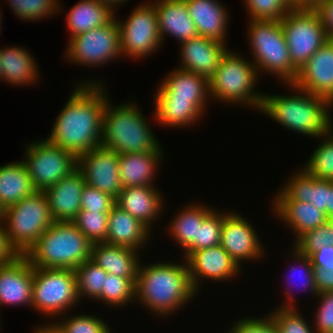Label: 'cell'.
Returning <instances> with one entry per match:
<instances>
[{
	"label": "cell",
	"instance_id": "cell-51",
	"mask_svg": "<svg viewBox=\"0 0 333 333\" xmlns=\"http://www.w3.org/2000/svg\"><path fill=\"white\" fill-rule=\"evenodd\" d=\"M309 257L314 268L333 269V246H324Z\"/></svg>",
	"mask_w": 333,
	"mask_h": 333
},
{
	"label": "cell",
	"instance_id": "cell-50",
	"mask_svg": "<svg viewBox=\"0 0 333 333\" xmlns=\"http://www.w3.org/2000/svg\"><path fill=\"white\" fill-rule=\"evenodd\" d=\"M19 255L9 242L4 222L0 218V266L14 261Z\"/></svg>",
	"mask_w": 333,
	"mask_h": 333
},
{
	"label": "cell",
	"instance_id": "cell-16",
	"mask_svg": "<svg viewBox=\"0 0 333 333\" xmlns=\"http://www.w3.org/2000/svg\"><path fill=\"white\" fill-rule=\"evenodd\" d=\"M190 280L198 293L201 281H229L240 275L242 268L232 260L230 255L219 244L193 252L187 259Z\"/></svg>",
	"mask_w": 333,
	"mask_h": 333
},
{
	"label": "cell",
	"instance_id": "cell-21",
	"mask_svg": "<svg viewBox=\"0 0 333 333\" xmlns=\"http://www.w3.org/2000/svg\"><path fill=\"white\" fill-rule=\"evenodd\" d=\"M156 186H130L122 188L115 199L116 205L139 219L150 230L152 223L160 219L165 208L164 195Z\"/></svg>",
	"mask_w": 333,
	"mask_h": 333
},
{
	"label": "cell",
	"instance_id": "cell-25",
	"mask_svg": "<svg viewBox=\"0 0 333 333\" xmlns=\"http://www.w3.org/2000/svg\"><path fill=\"white\" fill-rule=\"evenodd\" d=\"M195 23L198 36L228 43V9L218 0H184Z\"/></svg>",
	"mask_w": 333,
	"mask_h": 333
},
{
	"label": "cell",
	"instance_id": "cell-37",
	"mask_svg": "<svg viewBox=\"0 0 333 333\" xmlns=\"http://www.w3.org/2000/svg\"><path fill=\"white\" fill-rule=\"evenodd\" d=\"M74 272L79 302L83 297L86 300L89 298L96 300L102 293L108 273L91 259L78 266Z\"/></svg>",
	"mask_w": 333,
	"mask_h": 333
},
{
	"label": "cell",
	"instance_id": "cell-47",
	"mask_svg": "<svg viewBox=\"0 0 333 333\" xmlns=\"http://www.w3.org/2000/svg\"><path fill=\"white\" fill-rule=\"evenodd\" d=\"M80 203V210H85L88 212H110L111 209L116 205L114 197L103 193L96 188L90 187L89 185H85Z\"/></svg>",
	"mask_w": 333,
	"mask_h": 333
},
{
	"label": "cell",
	"instance_id": "cell-8",
	"mask_svg": "<svg viewBox=\"0 0 333 333\" xmlns=\"http://www.w3.org/2000/svg\"><path fill=\"white\" fill-rule=\"evenodd\" d=\"M8 239L20 255H25L54 222L44 191H35L3 210Z\"/></svg>",
	"mask_w": 333,
	"mask_h": 333
},
{
	"label": "cell",
	"instance_id": "cell-53",
	"mask_svg": "<svg viewBox=\"0 0 333 333\" xmlns=\"http://www.w3.org/2000/svg\"><path fill=\"white\" fill-rule=\"evenodd\" d=\"M294 8L314 9L322 0H289Z\"/></svg>",
	"mask_w": 333,
	"mask_h": 333
},
{
	"label": "cell",
	"instance_id": "cell-19",
	"mask_svg": "<svg viewBox=\"0 0 333 333\" xmlns=\"http://www.w3.org/2000/svg\"><path fill=\"white\" fill-rule=\"evenodd\" d=\"M154 97V99L189 100L206 114V107L210 101L208 80L194 72L177 67L163 78Z\"/></svg>",
	"mask_w": 333,
	"mask_h": 333
},
{
	"label": "cell",
	"instance_id": "cell-27",
	"mask_svg": "<svg viewBox=\"0 0 333 333\" xmlns=\"http://www.w3.org/2000/svg\"><path fill=\"white\" fill-rule=\"evenodd\" d=\"M199 203L186 204L181 211L170 220L168 234L172 236L174 242L180 245L183 250L182 256L186 260L193 252L198 250L199 225H202L203 218L214 208L210 205Z\"/></svg>",
	"mask_w": 333,
	"mask_h": 333
},
{
	"label": "cell",
	"instance_id": "cell-4",
	"mask_svg": "<svg viewBox=\"0 0 333 333\" xmlns=\"http://www.w3.org/2000/svg\"><path fill=\"white\" fill-rule=\"evenodd\" d=\"M107 100L103 109L101 146L118 154L163 151L143 111L127 101L118 106Z\"/></svg>",
	"mask_w": 333,
	"mask_h": 333
},
{
	"label": "cell",
	"instance_id": "cell-38",
	"mask_svg": "<svg viewBox=\"0 0 333 333\" xmlns=\"http://www.w3.org/2000/svg\"><path fill=\"white\" fill-rule=\"evenodd\" d=\"M318 139H321V144H318L302 167L318 179L333 181V128Z\"/></svg>",
	"mask_w": 333,
	"mask_h": 333
},
{
	"label": "cell",
	"instance_id": "cell-41",
	"mask_svg": "<svg viewBox=\"0 0 333 333\" xmlns=\"http://www.w3.org/2000/svg\"><path fill=\"white\" fill-rule=\"evenodd\" d=\"M109 212L80 210L72 221L92 243H103L107 239Z\"/></svg>",
	"mask_w": 333,
	"mask_h": 333
},
{
	"label": "cell",
	"instance_id": "cell-9",
	"mask_svg": "<svg viewBox=\"0 0 333 333\" xmlns=\"http://www.w3.org/2000/svg\"><path fill=\"white\" fill-rule=\"evenodd\" d=\"M76 304L79 298L74 270L33 267L32 309L51 320L69 313Z\"/></svg>",
	"mask_w": 333,
	"mask_h": 333
},
{
	"label": "cell",
	"instance_id": "cell-33",
	"mask_svg": "<svg viewBox=\"0 0 333 333\" xmlns=\"http://www.w3.org/2000/svg\"><path fill=\"white\" fill-rule=\"evenodd\" d=\"M35 191L26 165L22 160L0 166V208L2 210Z\"/></svg>",
	"mask_w": 333,
	"mask_h": 333
},
{
	"label": "cell",
	"instance_id": "cell-10",
	"mask_svg": "<svg viewBox=\"0 0 333 333\" xmlns=\"http://www.w3.org/2000/svg\"><path fill=\"white\" fill-rule=\"evenodd\" d=\"M292 65L299 71L328 40L315 9L294 8L280 20Z\"/></svg>",
	"mask_w": 333,
	"mask_h": 333
},
{
	"label": "cell",
	"instance_id": "cell-3",
	"mask_svg": "<svg viewBox=\"0 0 333 333\" xmlns=\"http://www.w3.org/2000/svg\"><path fill=\"white\" fill-rule=\"evenodd\" d=\"M285 85L293 92L292 95L264 94L260 112L285 129L306 137L318 138L327 134L333 128V115L329 110L333 105L324 97L294 84Z\"/></svg>",
	"mask_w": 333,
	"mask_h": 333
},
{
	"label": "cell",
	"instance_id": "cell-60",
	"mask_svg": "<svg viewBox=\"0 0 333 333\" xmlns=\"http://www.w3.org/2000/svg\"><path fill=\"white\" fill-rule=\"evenodd\" d=\"M329 221H331V222L333 223V216H331V217L329 218Z\"/></svg>",
	"mask_w": 333,
	"mask_h": 333
},
{
	"label": "cell",
	"instance_id": "cell-46",
	"mask_svg": "<svg viewBox=\"0 0 333 333\" xmlns=\"http://www.w3.org/2000/svg\"><path fill=\"white\" fill-rule=\"evenodd\" d=\"M316 299L319 302L312 326L316 333H333V291L320 292Z\"/></svg>",
	"mask_w": 333,
	"mask_h": 333
},
{
	"label": "cell",
	"instance_id": "cell-54",
	"mask_svg": "<svg viewBox=\"0 0 333 333\" xmlns=\"http://www.w3.org/2000/svg\"><path fill=\"white\" fill-rule=\"evenodd\" d=\"M48 325L40 324L34 327L33 333H62L52 322H47Z\"/></svg>",
	"mask_w": 333,
	"mask_h": 333
},
{
	"label": "cell",
	"instance_id": "cell-18",
	"mask_svg": "<svg viewBox=\"0 0 333 333\" xmlns=\"http://www.w3.org/2000/svg\"><path fill=\"white\" fill-rule=\"evenodd\" d=\"M33 266L25 255L0 266V306L32 308Z\"/></svg>",
	"mask_w": 333,
	"mask_h": 333
},
{
	"label": "cell",
	"instance_id": "cell-12",
	"mask_svg": "<svg viewBox=\"0 0 333 333\" xmlns=\"http://www.w3.org/2000/svg\"><path fill=\"white\" fill-rule=\"evenodd\" d=\"M137 5L126 21L116 18L122 56L133 60L151 56L163 46L154 5L151 2Z\"/></svg>",
	"mask_w": 333,
	"mask_h": 333
},
{
	"label": "cell",
	"instance_id": "cell-58",
	"mask_svg": "<svg viewBox=\"0 0 333 333\" xmlns=\"http://www.w3.org/2000/svg\"><path fill=\"white\" fill-rule=\"evenodd\" d=\"M3 210L0 208V218H2Z\"/></svg>",
	"mask_w": 333,
	"mask_h": 333
},
{
	"label": "cell",
	"instance_id": "cell-23",
	"mask_svg": "<svg viewBox=\"0 0 333 333\" xmlns=\"http://www.w3.org/2000/svg\"><path fill=\"white\" fill-rule=\"evenodd\" d=\"M297 171L277 191L273 200L310 202L315 208L324 212L328 218V187L333 181L318 179L302 167Z\"/></svg>",
	"mask_w": 333,
	"mask_h": 333
},
{
	"label": "cell",
	"instance_id": "cell-44",
	"mask_svg": "<svg viewBox=\"0 0 333 333\" xmlns=\"http://www.w3.org/2000/svg\"><path fill=\"white\" fill-rule=\"evenodd\" d=\"M300 253L310 256L324 246H333V223L327 220L321 226L301 235L294 243Z\"/></svg>",
	"mask_w": 333,
	"mask_h": 333
},
{
	"label": "cell",
	"instance_id": "cell-35",
	"mask_svg": "<svg viewBox=\"0 0 333 333\" xmlns=\"http://www.w3.org/2000/svg\"><path fill=\"white\" fill-rule=\"evenodd\" d=\"M292 248L293 249L290 251L292 252L291 259H294L293 262L295 263L293 264V266H290L291 275L290 272V276L287 275L289 278H287L288 280L286 282V287L284 288L285 290L283 292L285 295H287L285 296L286 302L280 305V307H298L295 304V297L292 295V293H290V291L292 290L290 286L293 285L297 288H299L298 285H300L301 290L309 292L312 297L314 296L316 298L318 295L317 289L315 287L314 267L312 265L310 257L300 253L295 247L292 246ZM297 273L298 280L296 279L297 277H294ZM296 280L298 281L297 283Z\"/></svg>",
	"mask_w": 333,
	"mask_h": 333
},
{
	"label": "cell",
	"instance_id": "cell-59",
	"mask_svg": "<svg viewBox=\"0 0 333 333\" xmlns=\"http://www.w3.org/2000/svg\"><path fill=\"white\" fill-rule=\"evenodd\" d=\"M0 67H1V47H0Z\"/></svg>",
	"mask_w": 333,
	"mask_h": 333
},
{
	"label": "cell",
	"instance_id": "cell-29",
	"mask_svg": "<svg viewBox=\"0 0 333 333\" xmlns=\"http://www.w3.org/2000/svg\"><path fill=\"white\" fill-rule=\"evenodd\" d=\"M273 215L283 221L295 233V241L309 230L315 229L327 220L325 213L315 208L310 202L294 200H271ZM275 213V214H274Z\"/></svg>",
	"mask_w": 333,
	"mask_h": 333
},
{
	"label": "cell",
	"instance_id": "cell-7",
	"mask_svg": "<svg viewBox=\"0 0 333 333\" xmlns=\"http://www.w3.org/2000/svg\"><path fill=\"white\" fill-rule=\"evenodd\" d=\"M247 25L251 59L258 75L264 72L284 84H293L298 70L291 63L280 20H249Z\"/></svg>",
	"mask_w": 333,
	"mask_h": 333
},
{
	"label": "cell",
	"instance_id": "cell-20",
	"mask_svg": "<svg viewBox=\"0 0 333 333\" xmlns=\"http://www.w3.org/2000/svg\"><path fill=\"white\" fill-rule=\"evenodd\" d=\"M180 64L178 68L194 72L209 80L229 50L226 43L197 36L180 43Z\"/></svg>",
	"mask_w": 333,
	"mask_h": 333
},
{
	"label": "cell",
	"instance_id": "cell-42",
	"mask_svg": "<svg viewBox=\"0 0 333 333\" xmlns=\"http://www.w3.org/2000/svg\"><path fill=\"white\" fill-rule=\"evenodd\" d=\"M273 310L269 316L273 319L278 333H316L312 324L309 326L308 321L299 312V308L277 306Z\"/></svg>",
	"mask_w": 333,
	"mask_h": 333
},
{
	"label": "cell",
	"instance_id": "cell-15",
	"mask_svg": "<svg viewBox=\"0 0 333 333\" xmlns=\"http://www.w3.org/2000/svg\"><path fill=\"white\" fill-rule=\"evenodd\" d=\"M86 185L117 198L122 191L119 154L99 146L78 157V168Z\"/></svg>",
	"mask_w": 333,
	"mask_h": 333
},
{
	"label": "cell",
	"instance_id": "cell-28",
	"mask_svg": "<svg viewBox=\"0 0 333 333\" xmlns=\"http://www.w3.org/2000/svg\"><path fill=\"white\" fill-rule=\"evenodd\" d=\"M163 151L119 154V173L123 188L130 186H156V170L164 160Z\"/></svg>",
	"mask_w": 333,
	"mask_h": 333
},
{
	"label": "cell",
	"instance_id": "cell-22",
	"mask_svg": "<svg viewBox=\"0 0 333 333\" xmlns=\"http://www.w3.org/2000/svg\"><path fill=\"white\" fill-rule=\"evenodd\" d=\"M85 185L82 173L76 169L44 191L54 221L71 222L76 218Z\"/></svg>",
	"mask_w": 333,
	"mask_h": 333
},
{
	"label": "cell",
	"instance_id": "cell-56",
	"mask_svg": "<svg viewBox=\"0 0 333 333\" xmlns=\"http://www.w3.org/2000/svg\"><path fill=\"white\" fill-rule=\"evenodd\" d=\"M99 3L102 4H107L108 6H111L114 10H116L115 8L118 7V4H124L125 2L128 3V0H96ZM124 2V3H123ZM117 6V7H115Z\"/></svg>",
	"mask_w": 333,
	"mask_h": 333
},
{
	"label": "cell",
	"instance_id": "cell-32",
	"mask_svg": "<svg viewBox=\"0 0 333 333\" xmlns=\"http://www.w3.org/2000/svg\"><path fill=\"white\" fill-rule=\"evenodd\" d=\"M116 10L96 0H80L66 15L69 39L92 29L110 24L116 18Z\"/></svg>",
	"mask_w": 333,
	"mask_h": 333
},
{
	"label": "cell",
	"instance_id": "cell-52",
	"mask_svg": "<svg viewBox=\"0 0 333 333\" xmlns=\"http://www.w3.org/2000/svg\"><path fill=\"white\" fill-rule=\"evenodd\" d=\"M314 279L318 293L333 291V269L314 268Z\"/></svg>",
	"mask_w": 333,
	"mask_h": 333
},
{
	"label": "cell",
	"instance_id": "cell-31",
	"mask_svg": "<svg viewBox=\"0 0 333 333\" xmlns=\"http://www.w3.org/2000/svg\"><path fill=\"white\" fill-rule=\"evenodd\" d=\"M140 251L133 248L95 243L92 245L91 260L108 274L124 278H137ZM139 255V256H138Z\"/></svg>",
	"mask_w": 333,
	"mask_h": 333
},
{
	"label": "cell",
	"instance_id": "cell-1",
	"mask_svg": "<svg viewBox=\"0 0 333 333\" xmlns=\"http://www.w3.org/2000/svg\"><path fill=\"white\" fill-rule=\"evenodd\" d=\"M81 82L76 83L46 138L77 158L101 146L103 109L109 98L101 80Z\"/></svg>",
	"mask_w": 333,
	"mask_h": 333
},
{
	"label": "cell",
	"instance_id": "cell-6",
	"mask_svg": "<svg viewBox=\"0 0 333 333\" xmlns=\"http://www.w3.org/2000/svg\"><path fill=\"white\" fill-rule=\"evenodd\" d=\"M229 49L223 56L214 75L208 80L209 97L228 105L262 108L264 93L257 88L258 75L255 64ZM258 90V91H256ZM258 92V93H257Z\"/></svg>",
	"mask_w": 333,
	"mask_h": 333
},
{
	"label": "cell",
	"instance_id": "cell-5",
	"mask_svg": "<svg viewBox=\"0 0 333 333\" xmlns=\"http://www.w3.org/2000/svg\"><path fill=\"white\" fill-rule=\"evenodd\" d=\"M92 245L72 221H54L25 256L35 268L75 270L91 259Z\"/></svg>",
	"mask_w": 333,
	"mask_h": 333
},
{
	"label": "cell",
	"instance_id": "cell-43",
	"mask_svg": "<svg viewBox=\"0 0 333 333\" xmlns=\"http://www.w3.org/2000/svg\"><path fill=\"white\" fill-rule=\"evenodd\" d=\"M249 20H282L294 9L289 0H243Z\"/></svg>",
	"mask_w": 333,
	"mask_h": 333
},
{
	"label": "cell",
	"instance_id": "cell-24",
	"mask_svg": "<svg viewBox=\"0 0 333 333\" xmlns=\"http://www.w3.org/2000/svg\"><path fill=\"white\" fill-rule=\"evenodd\" d=\"M151 3L156 9L162 43L167 34L176 38L179 43L198 36L184 0H154Z\"/></svg>",
	"mask_w": 333,
	"mask_h": 333
},
{
	"label": "cell",
	"instance_id": "cell-39",
	"mask_svg": "<svg viewBox=\"0 0 333 333\" xmlns=\"http://www.w3.org/2000/svg\"><path fill=\"white\" fill-rule=\"evenodd\" d=\"M17 18L21 21H41L63 10L59 0H7ZM62 9V10H59ZM59 11V12H58ZM43 18V19H42Z\"/></svg>",
	"mask_w": 333,
	"mask_h": 333
},
{
	"label": "cell",
	"instance_id": "cell-13",
	"mask_svg": "<svg viewBox=\"0 0 333 333\" xmlns=\"http://www.w3.org/2000/svg\"><path fill=\"white\" fill-rule=\"evenodd\" d=\"M65 51L67 61L86 68L100 67L114 59L122 58L116 18L110 24L68 39Z\"/></svg>",
	"mask_w": 333,
	"mask_h": 333
},
{
	"label": "cell",
	"instance_id": "cell-48",
	"mask_svg": "<svg viewBox=\"0 0 333 333\" xmlns=\"http://www.w3.org/2000/svg\"><path fill=\"white\" fill-rule=\"evenodd\" d=\"M230 327L227 333H278L273 319L265 317H243Z\"/></svg>",
	"mask_w": 333,
	"mask_h": 333
},
{
	"label": "cell",
	"instance_id": "cell-30",
	"mask_svg": "<svg viewBox=\"0 0 333 333\" xmlns=\"http://www.w3.org/2000/svg\"><path fill=\"white\" fill-rule=\"evenodd\" d=\"M20 47L1 48L0 80L14 87L34 85L40 80L39 65L36 66V59L31 57L32 54L27 49Z\"/></svg>",
	"mask_w": 333,
	"mask_h": 333
},
{
	"label": "cell",
	"instance_id": "cell-34",
	"mask_svg": "<svg viewBox=\"0 0 333 333\" xmlns=\"http://www.w3.org/2000/svg\"><path fill=\"white\" fill-rule=\"evenodd\" d=\"M153 118L163 127H190L203 118L204 113L191 101L182 99H153Z\"/></svg>",
	"mask_w": 333,
	"mask_h": 333
},
{
	"label": "cell",
	"instance_id": "cell-49",
	"mask_svg": "<svg viewBox=\"0 0 333 333\" xmlns=\"http://www.w3.org/2000/svg\"><path fill=\"white\" fill-rule=\"evenodd\" d=\"M314 9L320 16L328 40H333V0H322Z\"/></svg>",
	"mask_w": 333,
	"mask_h": 333
},
{
	"label": "cell",
	"instance_id": "cell-45",
	"mask_svg": "<svg viewBox=\"0 0 333 333\" xmlns=\"http://www.w3.org/2000/svg\"><path fill=\"white\" fill-rule=\"evenodd\" d=\"M212 209L202 220L198 232V250L220 244L223 226V212Z\"/></svg>",
	"mask_w": 333,
	"mask_h": 333
},
{
	"label": "cell",
	"instance_id": "cell-11",
	"mask_svg": "<svg viewBox=\"0 0 333 333\" xmlns=\"http://www.w3.org/2000/svg\"><path fill=\"white\" fill-rule=\"evenodd\" d=\"M26 165L36 191H45L78 168V158L63 148L51 144L46 138L25 145Z\"/></svg>",
	"mask_w": 333,
	"mask_h": 333
},
{
	"label": "cell",
	"instance_id": "cell-57",
	"mask_svg": "<svg viewBox=\"0 0 333 333\" xmlns=\"http://www.w3.org/2000/svg\"><path fill=\"white\" fill-rule=\"evenodd\" d=\"M1 10H2V9H0V30H1V27H2V26H1V23H2V19H1V18H2V17H1V16H2V14H1L2 12H1Z\"/></svg>",
	"mask_w": 333,
	"mask_h": 333
},
{
	"label": "cell",
	"instance_id": "cell-17",
	"mask_svg": "<svg viewBox=\"0 0 333 333\" xmlns=\"http://www.w3.org/2000/svg\"><path fill=\"white\" fill-rule=\"evenodd\" d=\"M293 84L333 105V40H327L300 68Z\"/></svg>",
	"mask_w": 333,
	"mask_h": 333
},
{
	"label": "cell",
	"instance_id": "cell-26",
	"mask_svg": "<svg viewBox=\"0 0 333 333\" xmlns=\"http://www.w3.org/2000/svg\"><path fill=\"white\" fill-rule=\"evenodd\" d=\"M108 233L104 243L140 251L151 237L150 229L139 219L115 205L108 216ZM149 238V239H148Z\"/></svg>",
	"mask_w": 333,
	"mask_h": 333
},
{
	"label": "cell",
	"instance_id": "cell-36",
	"mask_svg": "<svg viewBox=\"0 0 333 333\" xmlns=\"http://www.w3.org/2000/svg\"><path fill=\"white\" fill-rule=\"evenodd\" d=\"M136 281L137 278H124L115 274H107L102 293L96 302L98 300V302L101 301L107 306L116 308L128 306L132 301H135Z\"/></svg>",
	"mask_w": 333,
	"mask_h": 333
},
{
	"label": "cell",
	"instance_id": "cell-2",
	"mask_svg": "<svg viewBox=\"0 0 333 333\" xmlns=\"http://www.w3.org/2000/svg\"><path fill=\"white\" fill-rule=\"evenodd\" d=\"M182 261L184 263L154 262L146 266L140 262L135 302L154 316L167 318L183 309L193 298L195 300L198 293L192 286L187 261L184 258Z\"/></svg>",
	"mask_w": 333,
	"mask_h": 333
},
{
	"label": "cell",
	"instance_id": "cell-14",
	"mask_svg": "<svg viewBox=\"0 0 333 333\" xmlns=\"http://www.w3.org/2000/svg\"><path fill=\"white\" fill-rule=\"evenodd\" d=\"M258 235L256 228L241 213L223 211L220 245L239 268L242 267L241 262L260 260L266 256Z\"/></svg>",
	"mask_w": 333,
	"mask_h": 333
},
{
	"label": "cell",
	"instance_id": "cell-40",
	"mask_svg": "<svg viewBox=\"0 0 333 333\" xmlns=\"http://www.w3.org/2000/svg\"><path fill=\"white\" fill-rule=\"evenodd\" d=\"M66 318L64 315H61L58 317L57 321L53 319L51 322L62 333H110L112 331L109 327V323L107 324L104 319L102 320V318L95 315H87L85 313L70 315Z\"/></svg>",
	"mask_w": 333,
	"mask_h": 333
},
{
	"label": "cell",
	"instance_id": "cell-55",
	"mask_svg": "<svg viewBox=\"0 0 333 333\" xmlns=\"http://www.w3.org/2000/svg\"><path fill=\"white\" fill-rule=\"evenodd\" d=\"M333 216V183L328 187V219Z\"/></svg>",
	"mask_w": 333,
	"mask_h": 333
}]
</instances>
